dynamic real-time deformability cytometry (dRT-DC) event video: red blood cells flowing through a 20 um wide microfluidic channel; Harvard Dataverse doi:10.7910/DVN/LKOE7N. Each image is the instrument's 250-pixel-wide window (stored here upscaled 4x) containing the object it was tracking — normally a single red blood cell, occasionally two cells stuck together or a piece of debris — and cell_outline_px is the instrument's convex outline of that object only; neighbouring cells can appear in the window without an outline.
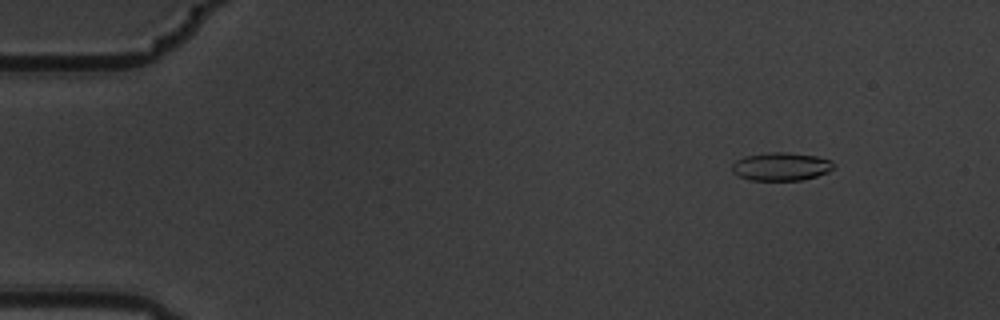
{"species": "common noctule bat (a hibernating species)", "species_latin": "Nyctalus noctula", "temperature_condition": "warm", "stored_images_in_passage": 5, "camera_frame_rate_fps": 3000, "um_per_image_px": 0.085, "animal": {"sex": "male", "body_mass_g": 19.5, "forearm_length_mm": 54.6}, "frame": {"image": 1, "passage_image": 2, "time_ms": 0.333, "image_size_px": [1000, 320], "cell_outline_px": [[836, 168], [828, 172], [816, 176], [800, 180], [748, 180], [732, 172], [732, 164], [736, 160], [744, 156], [768, 152], [784, 152], [816, 156], [832, 160], [836, 164]], "centroid_in_image_um": [66.42, 14.15], "position_along_channel_um": 18.6, "area_um2": 16.82}}